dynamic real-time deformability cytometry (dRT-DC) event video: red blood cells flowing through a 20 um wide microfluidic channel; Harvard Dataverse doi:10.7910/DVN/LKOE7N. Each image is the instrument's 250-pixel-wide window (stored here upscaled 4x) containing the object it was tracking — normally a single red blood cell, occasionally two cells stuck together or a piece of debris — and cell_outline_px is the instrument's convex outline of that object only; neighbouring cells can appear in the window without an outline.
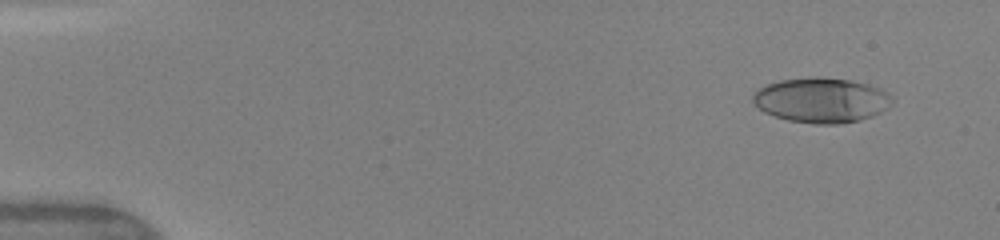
{"species": "human", "species_latin": "Homo sapiens", "temperature_condition": "warm", "stored_images_in_passage": 49, "camera_frame_rate_fps": 3000, "um_per_image_px": 0.085, "donor": {"sex": "female"}, "frame": {"image": 1, "passage_image": 4, "time_ms": 1.0, "image_size_px": [1000, 240], "cell_outline_px": [[892, 104], [880, 112], [872, 116], [860, 120], [840, 124], [816, 124], [788, 120], [764, 112], [752, 104], [752, 92], [768, 84], [780, 80], [816, 76], [820, 76], [848, 80], [868, 84], [880, 88], [892, 96]], "centroid_in_image_um": [69.79, 8.51], "position_along_channel_um": 15.2, "area_um2": 36.65}}
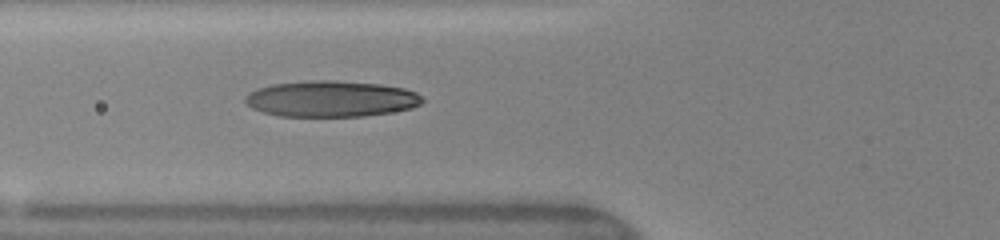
{"frame": {"image": 2, "passage_image": 19, "time_ms": 6.0, "image_size_px": [1000, 240], "cell_outline_px": [[424, 100], [420, 104], [412, 108], [364, 116], [280, 116], [264, 112], [252, 108], [244, 100], [252, 92], [260, 88], [272, 84], [312, 80], [332, 80], [380, 84], [404, 88], [416, 92]], "centroid_in_image_um": [28.17, 8.4], "position_along_channel_um": 97.6, "area_um2": 36.88}}
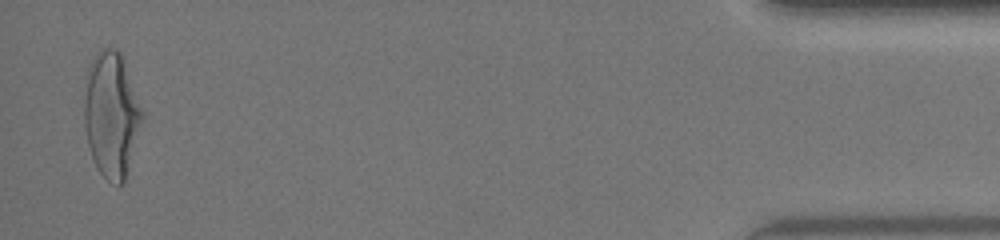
{"frame": {"image": 3, "passage_image": 48, "time_ms": 15.667, "image_size_px": [1000, 240], "cell_outline_px": [[144, 120], [124, 184], [120, 184], [108, 180], [96, 168], [88, 144], [84, 124], [84, 104], [88, 80], [92, 60], [96, 52], [100, 48], [112, 48], [120, 52], [144, 112]], "centroid_in_image_um": [9.51, 9.79], "position_along_channel_um": 425.7, "area_um2": 42.02}, "authors_computed_cell_mechanics": {"area_um2": 36.7608, "velocity_mm_per_s": 4.164, "shape_relaxation_time_tau1_ms": 4.5747, "shape_relaxation_time_tau2_ms": 0.8405, "deformation_change_tau1": 0.2153, "deformation_change_tau2": 0.0855}}